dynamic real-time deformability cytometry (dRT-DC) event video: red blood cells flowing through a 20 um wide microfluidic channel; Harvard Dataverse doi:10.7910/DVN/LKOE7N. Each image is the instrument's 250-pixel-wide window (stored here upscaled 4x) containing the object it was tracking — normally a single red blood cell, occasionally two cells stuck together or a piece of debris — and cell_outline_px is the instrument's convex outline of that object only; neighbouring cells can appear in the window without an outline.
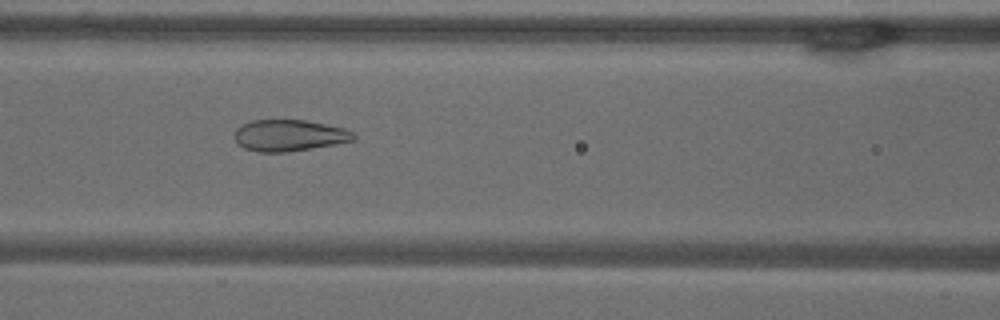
{"species": "common noctule bat (a hibernating species)", "species_latin": "Nyctalus noctula", "temperature_condition": "warm", "stored_images_in_passage": 50, "camera_frame_rate_fps": 3000, "um_per_image_px": 0.085, "animal": {"sex": "male", "body_mass_g": 18.8}, "frame": {"image": 1, "passage_image": 19, "time_ms": 6.0, "image_size_px": [1000, 320], "cell_outline_px": [[356, 140], [312, 148], [288, 152], [260, 152], [244, 148], [236, 144], [236, 128], [252, 120], [308, 120], [344, 128], [352, 132], [356, 136]], "centroid_in_image_um": [24.6, 11.51], "position_along_channel_um": 142.0, "area_um2": 21.79}}
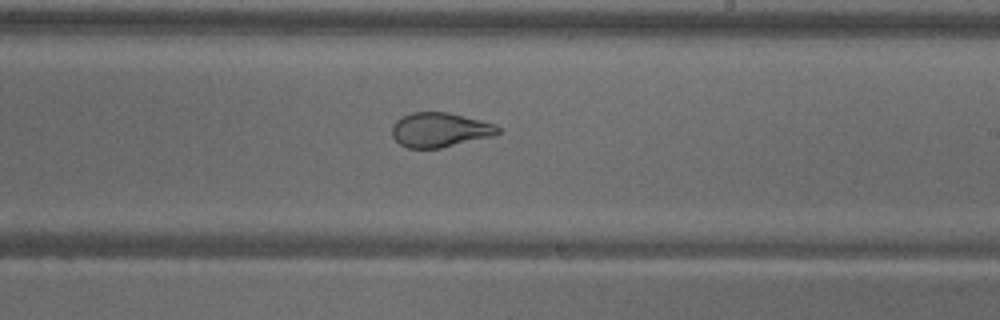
{"frame": {"image": 2, "passage_image": 28, "time_ms": 9.0, "image_size_px": [1000, 320], "cell_outline_px": [[500, 132], [496, 136], [440, 148], [408, 148], [400, 144], [392, 136], [392, 124], [400, 116], [412, 112], [448, 112], [496, 124], [500, 128]], "centroid_in_image_um": [37.4, 11.03], "position_along_channel_um": 251.6, "area_um2": 21.56}}
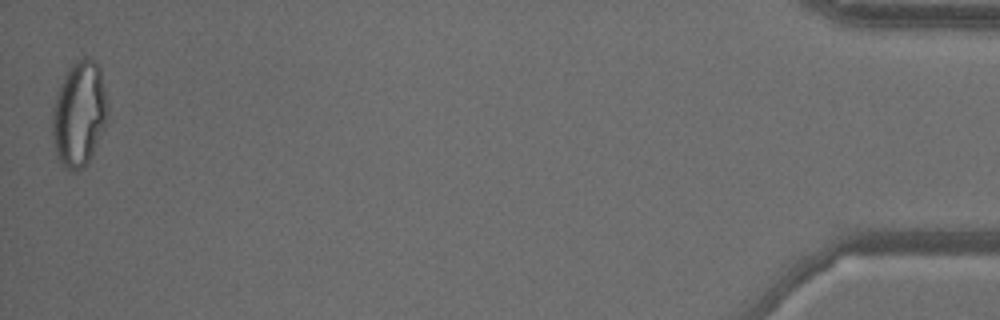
{"frame": {"image": 3, "passage_image": 50, "time_ms": 16.333, "image_size_px": [1000, 320], "cell_outline_px": [[104, 124], [92, 156], [88, 164], [84, 168], [72, 172], [68, 172], [56, 156], [52, 132], [52, 112], [60, 84], [68, 68], [72, 64], [84, 56], [88, 56], [96, 60], [100, 68], [104, 92]], "centroid_in_image_um": [6.68, 9.71], "position_along_channel_um": 428.5, "area_um2": 33.35}, "authors_computed_cell_mechanics": {"area_um2": 27.3105, "velocity_mm_per_s": 3.666, "shape_relaxation_time_tau1_ms": null, "shape_relaxation_time_tau2_ms": 0.7203, "deformation_change_tau1": null, "deformation_change_tau2": 0.074}}